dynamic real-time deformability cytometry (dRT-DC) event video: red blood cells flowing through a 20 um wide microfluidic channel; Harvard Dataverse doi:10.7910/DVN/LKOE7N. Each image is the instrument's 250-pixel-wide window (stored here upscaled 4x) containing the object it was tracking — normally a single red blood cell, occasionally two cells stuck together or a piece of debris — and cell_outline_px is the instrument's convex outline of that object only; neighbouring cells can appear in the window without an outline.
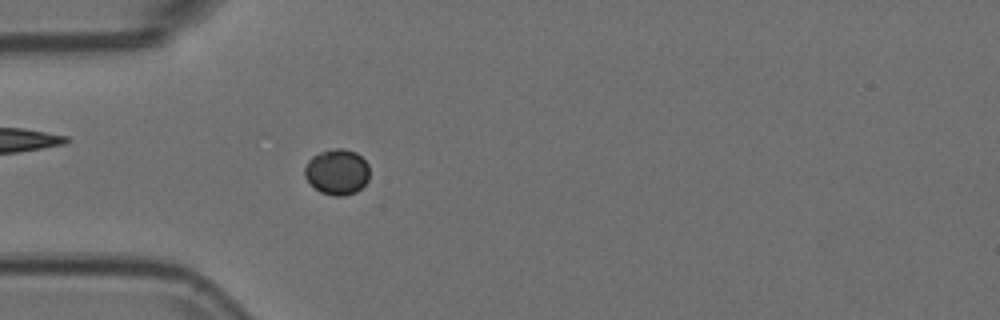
{"species": "Egyptian fruit bat (a non-hibernating species)", "species_latin": "Rousettus aegyptiacus", "temperature_condition": "room temperature", "stored_images_in_passage": 50, "camera_frame_rate_fps": 3000, "um_per_image_px": 0.085, "animal": {"sex": "female"}, "frame": {"image": 1, "passage_image": 11, "time_ms": 3.333, "image_size_px": [1000, 320], "cell_outline_px": [[368, 180], [356, 192], [344, 196], [332, 196], [320, 192], [304, 176], [304, 168], [308, 160], [312, 156], [320, 152], [336, 148], [344, 148], [356, 152], [368, 164]], "centroid_in_image_um": [28.64, 14.61], "position_along_channel_um": 56.4, "area_um2": 17.22}}
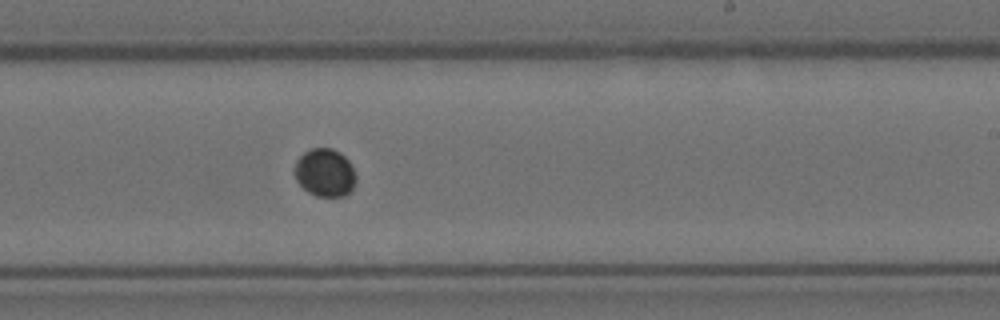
{"frame": {"image": 2, "passage_image": 28, "time_ms": 9.0, "image_size_px": [1000, 320], "cell_outline_px": [[356, 180], [352, 188], [344, 196], [316, 196], [308, 192], [296, 180], [292, 172], [292, 168], [296, 160], [304, 152], [312, 148], [332, 148], [340, 152], [348, 160], [356, 176]], "centroid_in_image_um": [27.57, 14.66], "position_along_channel_um": 261.4, "area_um2": 17.28}}
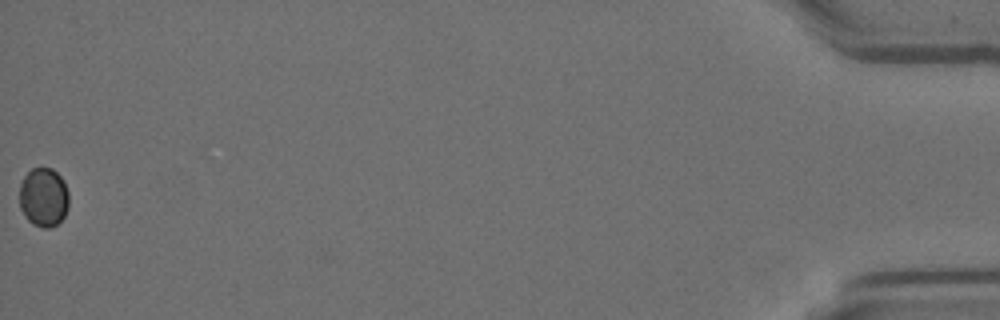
{"frame": {"image": 3, "passage_image": 50, "time_ms": 16.333, "image_size_px": [1000, 320], "cell_outline_px": [[68, 208], [64, 216], [56, 224], [48, 228], [44, 228], [32, 224], [24, 216], [20, 208], [20, 184], [24, 176], [32, 168], [52, 168], [64, 180], [68, 192]], "centroid_in_image_um": [3.7, 16.76], "position_along_channel_um": 431.5, "area_um2": 17.05}}